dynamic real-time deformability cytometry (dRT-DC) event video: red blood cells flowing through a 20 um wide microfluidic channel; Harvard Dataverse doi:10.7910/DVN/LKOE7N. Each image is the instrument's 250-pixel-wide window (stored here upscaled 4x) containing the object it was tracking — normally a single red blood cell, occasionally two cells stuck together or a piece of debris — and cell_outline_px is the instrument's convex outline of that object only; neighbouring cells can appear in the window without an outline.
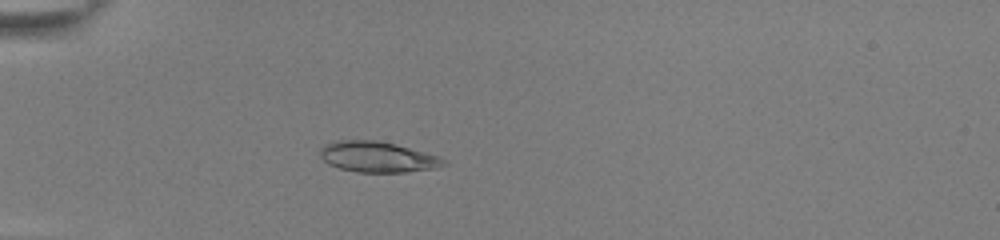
{"species": "common noctule bat (a hibernating species)", "species_latin": "Nyctalus noctula", "temperature_condition": "room temperature", "stored_images_in_passage": 53, "camera_frame_rate_fps": 3000, "um_per_image_px": 0.085, "animal": {"sex": "female", "body_mass_g": 22.0, "forearm_length_mm": 56.7}, "frame": {"image": 1, "passage_image": 17, "time_ms": 5.333, "image_size_px": [1000, 240], "cell_outline_px": [[448, 164], [432, 168], [404, 172], [356, 172], [340, 168], [328, 164], [320, 156], [320, 148], [324, 144], [332, 140], [376, 140], [396, 144], [436, 156], [444, 160]], "centroid_in_image_um": [32.0, 13.33], "position_along_channel_um": 53.0, "area_um2": 21.91}}
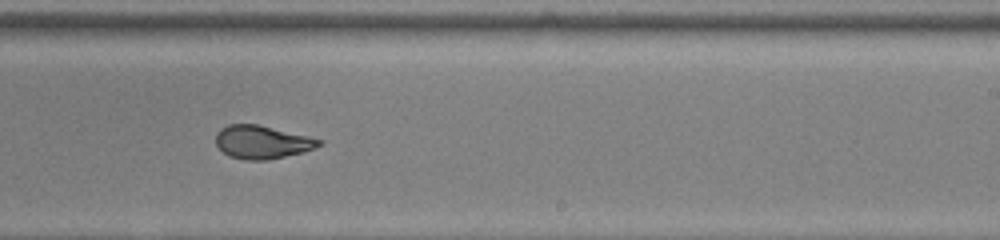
{"frame": {"image": 2, "passage_image": 35, "time_ms": 11.333, "image_size_px": [1000, 240], "cell_outline_px": [[324, 144], [316, 148], [304, 152], [268, 160], [244, 160], [228, 156], [216, 144], [216, 132], [220, 128], [228, 124], [256, 124], [308, 136], [324, 140]], "centroid_in_image_um": [22.3, 12.08], "position_along_channel_um": 266.7, "area_um2": 20.11}}
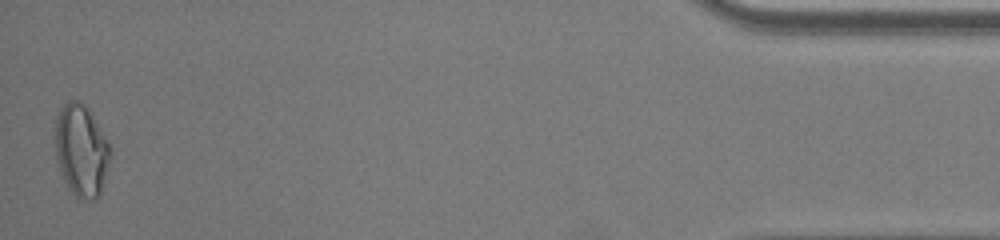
{"frame": {"image": 3, "passage_image": 53, "time_ms": 17.333, "image_size_px": [1000, 240], "cell_outline_px": [[112, 152], [100, 196], [96, 200], [84, 200], [76, 196], [68, 188], [60, 172], [56, 160], [56, 116], [60, 108], [64, 104], [72, 100], [80, 100], [88, 108], [112, 148]], "centroid_in_image_um": [6.92, 12.81], "position_along_channel_um": 428.3, "area_um2": 29.71}, "authors_computed_cell_mechanics": {"area_um2": 21.9062, "velocity_mm_per_s": 3.8986, "shape_relaxation_time_tau1_ms": 8.5892, "shape_relaxation_time_tau2_ms": 0.9571, "deformation_change_tau1": 0.2539, "deformation_change_tau2": 0.0604}}